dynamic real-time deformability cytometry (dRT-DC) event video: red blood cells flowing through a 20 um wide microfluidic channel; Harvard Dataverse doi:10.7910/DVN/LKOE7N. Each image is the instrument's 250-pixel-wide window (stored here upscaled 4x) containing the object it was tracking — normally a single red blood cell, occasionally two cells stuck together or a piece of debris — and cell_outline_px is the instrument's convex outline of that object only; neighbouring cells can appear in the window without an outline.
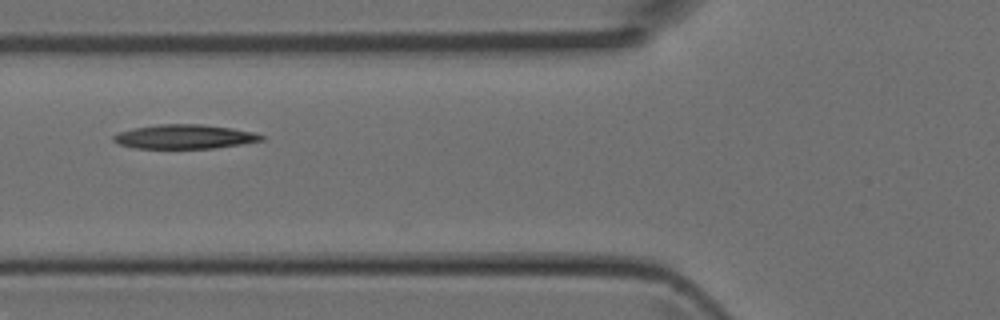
{"species": "Egyptian fruit bat (a non-hibernating species)", "species_latin": "Rousettus aegyptiacus", "temperature_condition": "room temperature", "stored_images_in_passage": 2, "camera_frame_rate_fps": 3000, "um_per_image_px": 0.085, "animal": {"sex": "female"}, "frame": {"image": 1, "passage_image": 2, "time_ms": 0.333, "image_size_px": [1000, 320], "cell_outline_px": [[264, 140], [240, 144], [212, 148], [132, 148], [120, 144], [112, 140], [112, 136], [120, 132], [136, 128], [160, 124], [204, 124], [232, 128], [252, 132], [264, 136]], "centroid_in_image_um": [15.68, 11.62], "position_along_channel_um": 110.1, "area_um2": 20.63}}